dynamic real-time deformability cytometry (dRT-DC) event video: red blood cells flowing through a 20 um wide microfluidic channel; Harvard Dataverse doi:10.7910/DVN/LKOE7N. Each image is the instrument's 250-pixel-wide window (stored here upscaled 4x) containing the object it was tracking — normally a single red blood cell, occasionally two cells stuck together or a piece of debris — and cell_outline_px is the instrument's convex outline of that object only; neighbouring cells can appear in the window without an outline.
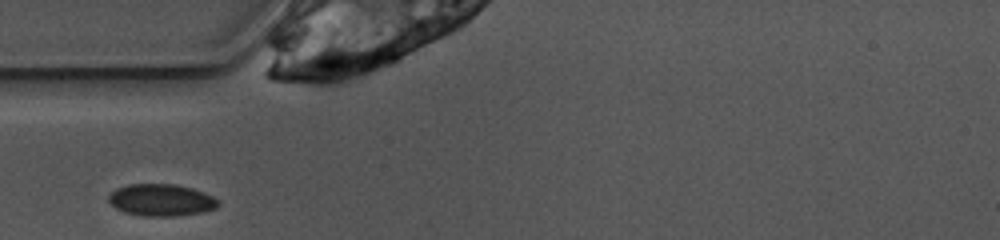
{"species": "common noctule bat (a hibernating species)", "species_latin": "Nyctalus noctula", "temperature_condition": "warm", "stored_images_in_passage": 23, "camera_frame_rate_fps": 3000, "um_per_image_px": 0.085, "animal": {"sex": "female", "body_mass_g": 10.0, "forearm_length_mm": 53.1}, "frame": {"image": 1, "passage_image": 1, "time_ms": 0.0, "image_size_px": [1000, 240], "cell_outline_px": [[220, 204], [216, 208], [204, 212], [176, 216], [144, 216], [124, 212], [116, 208], [108, 200], [108, 196], [116, 188], [128, 184], [176, 184], [192, 188], [204, 192], [220, 200]], "centroid_in_image_um": [13.73, 17.0], "position_along_channel_um": 71.3, "area_um2": 20.58}}
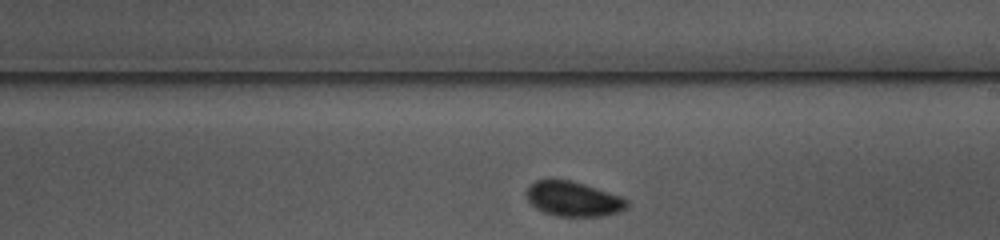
{"frame": {"image": 2, "passage_image": 14, "time_ms": 4.333, "image_size_px": [1000, 240], "cell_outline_px": [[628, 208], [620, 212], [604, 216], [560, 216], [544, 212], [536, 208], [524, 196], [528, 184], [536, 180], [572, 180], [620, 196], [628, 200]], "centroid_in_image_um": [48.72, 16.91], "position_along_channel_um": 240.3, "area_um2": 20.46}}
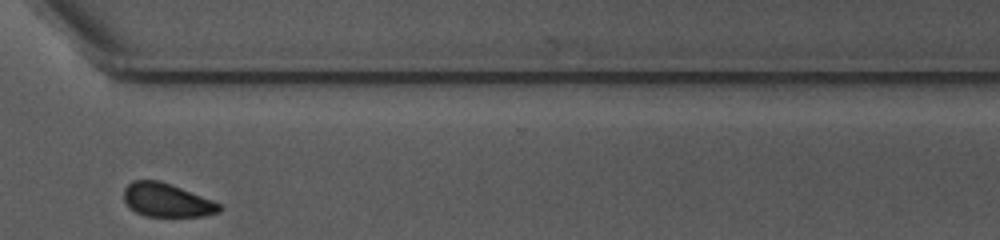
{"frame": {"image": 3, "passage_image": 23, "time_ms": 7.333, "image_size_px": [1000, 240], "cell_outline_px": [[224, 208], [220, 212], [204, 216], [144, 216], [136, 212], [124, 200], [124, 188], [132, 180], [160, 180], [172, 184], [212, 200], [220, 204]], "centroid_in_image_um": [14.2, 17.0], "position_along_channel_um": 356.4, "area_um2": 18.73}}